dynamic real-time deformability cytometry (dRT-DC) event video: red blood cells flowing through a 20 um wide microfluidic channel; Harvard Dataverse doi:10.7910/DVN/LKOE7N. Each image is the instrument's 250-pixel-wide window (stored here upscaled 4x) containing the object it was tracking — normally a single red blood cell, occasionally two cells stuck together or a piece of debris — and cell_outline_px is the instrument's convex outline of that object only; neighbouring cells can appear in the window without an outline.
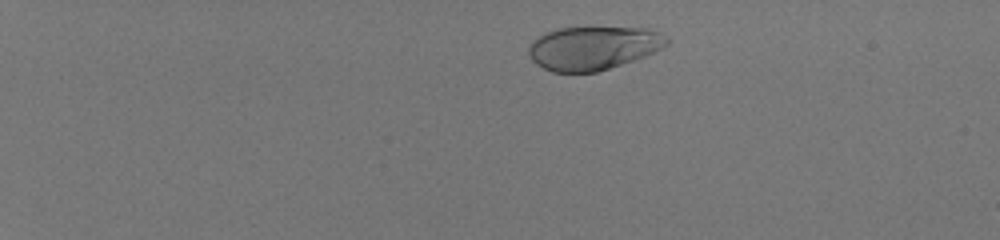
{"species": "human", "species_latin": "Homo sapiens", "temperature_condition": "room temperature", "stored_images_in_passage": 43, "camera_frame_rate_fps": 3000, "um_per_image_px": 0.085, "donor": {"sex": "male"}, "frame": {"image": 1, "passage_image": 1, "time_ms": 0.0, "image_size_px": [1000, 240], "cell_outline_px": [[668, 44], [644, 56], [596, 72], [552, 72], [536, 64], [532, 60], [528, 52], [528, 48], [532, 40], [548, 32], [560, 28], [648, 28], [660, 32], [668, 40]], "centroid_in_image_um": [50.39, 4.08], "position_along_channel_um": 34.6, "area_um2": 34.51}}
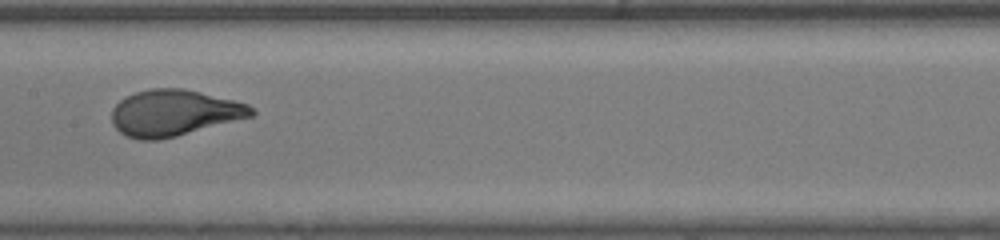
{"frame": {"image": 2, "passage_image": 22, "time_ms": 7.0, "image_size_px": [1000, 240], "cell_outline_px": [[256, 116], [160, 140], [140, 140], [128, 136], [120, 132], [112, 124], [112, 108], [124, 96], [136, 92], [152, 88], [184, 88], [248, 104], [256, 112]], "centroid_in_image_um": [14.8, 9.6], "position_along_channel_um": 192.6, "area_um2": 37.74}}
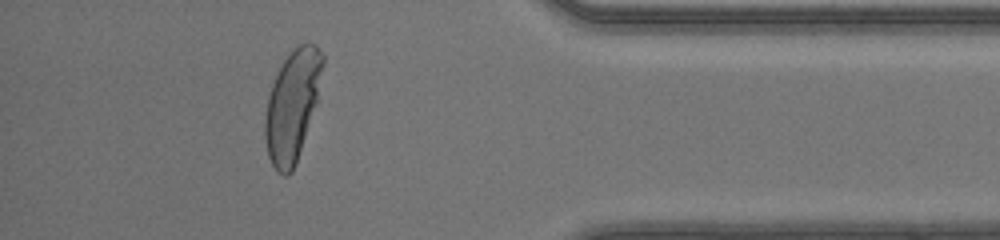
{"frame": {"image": 3, "passage_image": 39, "time_ms": 12.667, "image_size_px": [1000, 240], "cell_outline_px": [[324, 64], [320, 100], [296, 164], [292, 172], [288, 176], [284, 176], [276, 172], [268, 156], [264, 136], [264, 120], [268, 96], [272, 84], [284, 60], [300, 44], [316, 44], [324, 56]], "centroid_in_image_um": [24.89, 9.02], "position_along_channel_um": 410.3, "area_um2": 38.03}, "authors_computed_cell_mechanics": {"area_um2": 37.281, "velocity_mm_per_s": 4.1615, "shape_relaxation_time_tau1_ms": 2.8715, "shape_relaxation_time_tau2_ms": null, "deformation_change_tau1": 0.2027, "deformation_change_tau2": null}}